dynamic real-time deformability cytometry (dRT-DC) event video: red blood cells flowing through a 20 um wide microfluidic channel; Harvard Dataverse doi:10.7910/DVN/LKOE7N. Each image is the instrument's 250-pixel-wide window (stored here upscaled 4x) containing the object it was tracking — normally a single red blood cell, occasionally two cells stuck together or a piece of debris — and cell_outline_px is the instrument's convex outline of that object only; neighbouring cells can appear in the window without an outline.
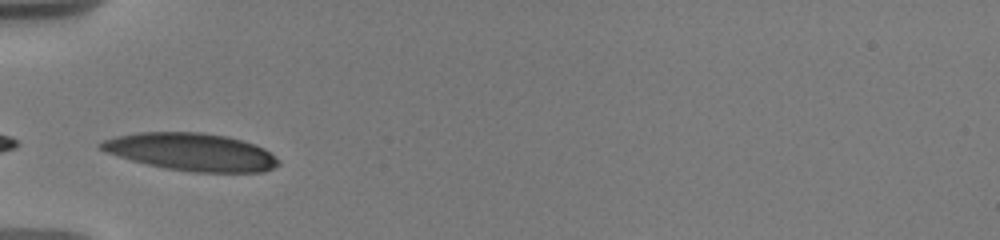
{"species": "human", "species_latin": "Homo sapiens", "temperature_condition": "warm", "stored_images_in_passage": 11, "camera_frame_rate_fps": 3000, "um_per_image_px": 0.085, "donor": {"sex": "male"}, "frame": {"image": 1, "passage_image": 1, "time_ms": 0.0, "image_size_px": [1000, 240], "cell_outline_px": [[280, 164], [264, 172], [196, 172], [168, 168], [148, 164], [132, 160], [108, 152], [100, 148], [96, 144], [104, 140], [116, 136], [136, 132], [204, 132], [228, 136], [264, 148], [280, 160]], "centroid_in_image_um": [16.28, 12.9], "position_along_channel_um": 68.7, "area_um2": 38.61}}
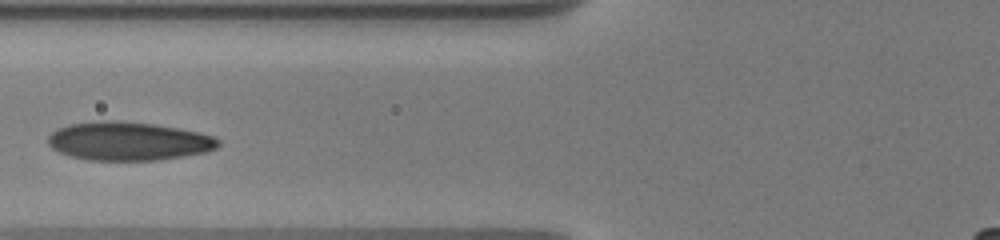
{"frame": {"image": 2, "passage_image": 4, "time_ms": 1.333, "image_size_px": [1000, 240], "cell_outline_px": [[220, 144], [216, 148], [208, 152], [184, 156], [156, 160], [88, 160], [68, 156], [52, 148], [48, 144], [48, 136], [52, 132], [60, 128], [72, 124], [108, 120], [152, 124], [176, 128], [196, 132], [212, 136], [220, 140]], "centroid_in_image_um": [10.92, 12.02], "position_along_channel_um": 114.9, "area_um2": 37.86}}
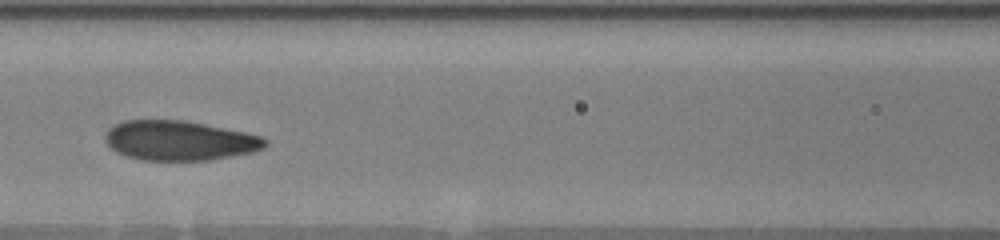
{"frame": {"image": 3, "passage_image": 7, "time_ms": 2.333, "image_size_px": [1000, 240], "cell_outline_px": [[268, 144], [264, 148], [252, 152], [208, 160], [140, 160], [116, 152], [104, 140], [104, 136], [108, 128], [124, 120], [184, 120], [264, 136], [268, 140]], "centroid_in_image_um": [15.25, 11.94], "position_along_channel_um": 151.3, "area_um2": 36.99}}